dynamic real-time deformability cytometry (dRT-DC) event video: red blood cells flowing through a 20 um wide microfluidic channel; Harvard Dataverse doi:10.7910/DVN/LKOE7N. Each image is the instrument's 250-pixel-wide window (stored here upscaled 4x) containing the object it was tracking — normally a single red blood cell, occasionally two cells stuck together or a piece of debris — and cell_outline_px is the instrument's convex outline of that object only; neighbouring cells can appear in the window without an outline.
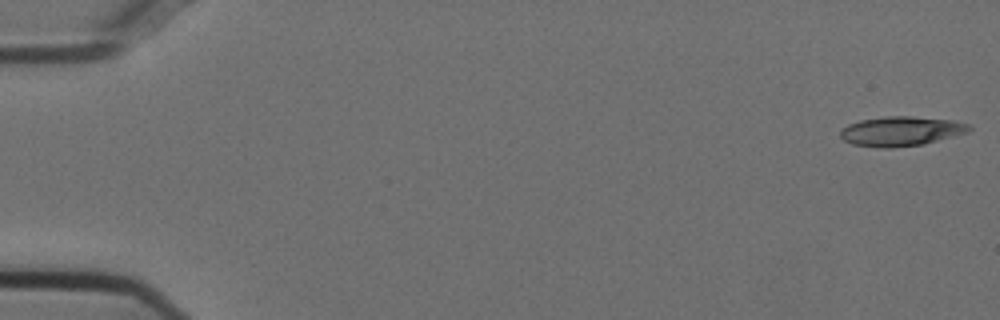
{"species": "Egyptian fruit bat (a non-hibernating species)", "species_latin": "Rousettus aegyptiacus", "temperature_condition": "cold", "stored_images_in_passage": 54, "camera_frame_rate_fps": 3000, "um_per_image_px": 0.085, "animal": {"sex": "female"}, "frame": {"image": 1, "passage_image": 1, "time_ms": 0.0, "image_size_px": [1000, 320], "cell_outline_px": [[972, 128], [968, 132], [924, 144], [892, 148], [884, 148], [852, 144], [844, 140], [840, 136], [840, 132], [848, 124], [860, 120], [884, 116], [912, 116], [956, 120], [972, 124]], "centroid_in_image_um": [76.64, 11.14], "position_along_channel_um": 8.4, "area_um2": 22.37}}
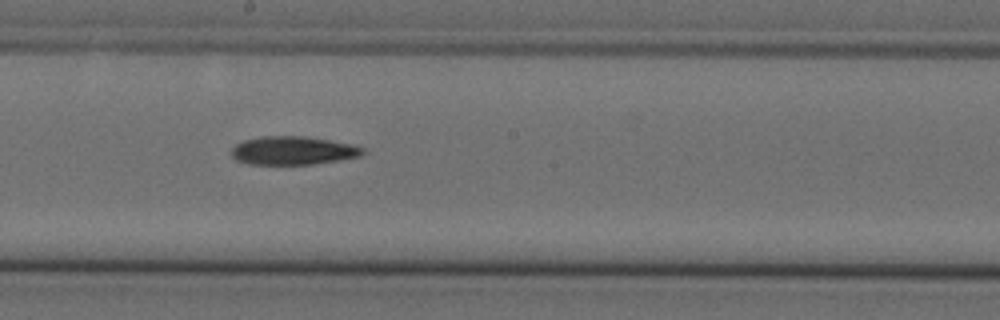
{"frame": {"image": 2, "passage_image": 30, "time_ms": 9.667, "image_size_px": [1000, 320], "cell_outline_px": [[364, 152], [360, 156], [340, 160], [312, 164], [248, 164], [236, 160], [232, 156], [232, 148], [236, 144], [244, 140], [260, 136], [304, 136], [352, 144], [364, 148]], "centroid_in_image_um": [24.89, 12.8], "position_along_channel_um": 223.3, "area_um2": 21.68}}
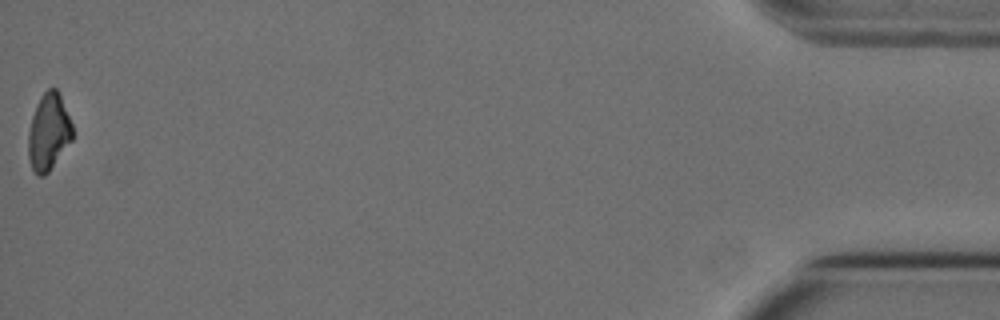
{"frame": {"image": 3, "passage_image": 54, "time_ms": 17.667, "image_size_px": [1000, 320], "cell_outline_px": [[72, 140], [48, 172], [44, 176], [36, 176], [32, 168], [28, 156], [28, 132], [32, 116], [36, 104], [40, 96], [48, 88], [56, 88], [60, 92], [72, 124]], "centroid_in_image_um": [4.12, 11.2], "position_along_channel_um": 431.1, "area_um2": 19.88}, "authors_computed_cell_mechanics": {"area_um2": 21.7328, "velocity_mm_per_s": 3.7386, "shape_relaxation_time_tau1_ms": 10.5507, "shape_relaxation_time_tau2_ms": null, "deformation_change_tau1": 0.2288, "deformation_change_tau2": null}}